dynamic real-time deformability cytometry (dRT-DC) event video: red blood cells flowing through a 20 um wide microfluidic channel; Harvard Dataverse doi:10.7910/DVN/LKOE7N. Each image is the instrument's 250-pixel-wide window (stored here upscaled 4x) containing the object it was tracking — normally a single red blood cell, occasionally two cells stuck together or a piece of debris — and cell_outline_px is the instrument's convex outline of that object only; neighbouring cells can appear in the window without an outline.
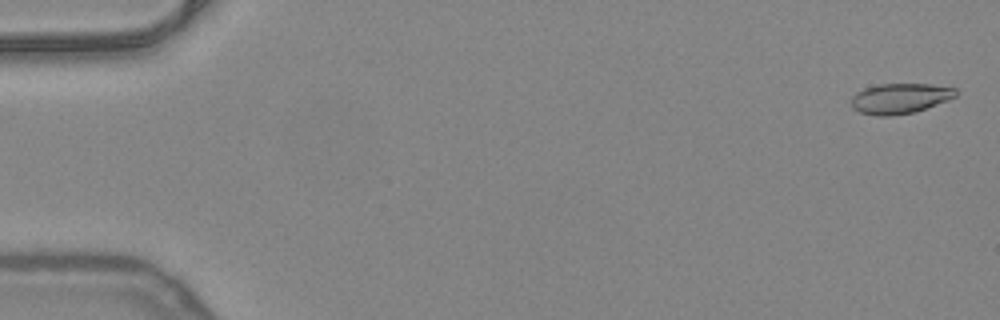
{"species": "common noctule bat (a hibernating species)", "species_latin": "Nyctalus noctula", "temperature_condition": "warm", "stored_images_in_passage": 30, "camera_frame_rate_fps": 3000, "um_per_image_px": 0.085, "animal": {"sex": "female", "body_mass_g": 24.6, "forearm_length_mm": 56.2}, "frame": {"image": 1, "passage_image": 2, "time_ms": 0.333, "image_size_px": [1000, 320], "cell_outline_px": [[956, 96], [948, 100], [916, 112], [888, 116], [876, 116], [860, 112], [852, 108], [852, 96], [856, 92], [864, 88], [880, 84], [932, 84], [956, 88]], "centroid_in_image_um": [76.5, 8.37], "position_along_channel_um": 8.5, "area_um2": 18.5}}
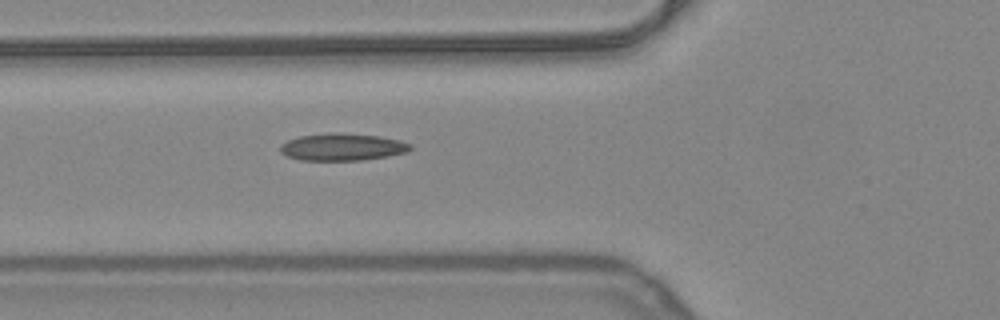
{"frame": {"image": 2, "passage_image": 20, "time_ms": 6.333, "image_size_px": [1000, 320], "cell_outline_px": [[412, 148], [408, 152], [388, 156], [360, 160], [300, 160], [288, 156], [280, 152], [280, 144], [288, 140], [300, 136], [380, 136], [400, 140], [412, 144]], "centroid_in_image_um": [29.14, 12.55], "position_along_channel_um": 96.7, "area_um2": 19.48}}
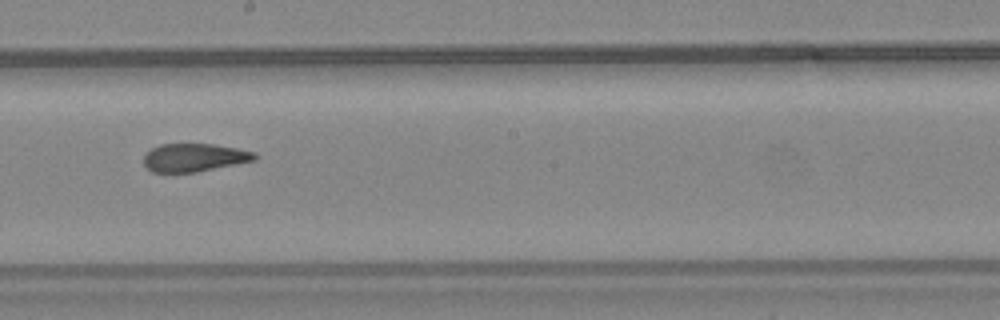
{"frame": {"image": 3, "passage_image": 30, "time_ms": 9.667, "image_size_px": [1000, 320], "cell_outline_px": [[256, 160], [196, 172], [152, 172], [144, 164], [144, 156], [152, 148], [160, 144], [212, 144], [236, 148], [256, 152]], "centroid_in_image_um": [16.52, 13.39], "position_along_channel_um": 231.7, "area_um2": 18.03}}